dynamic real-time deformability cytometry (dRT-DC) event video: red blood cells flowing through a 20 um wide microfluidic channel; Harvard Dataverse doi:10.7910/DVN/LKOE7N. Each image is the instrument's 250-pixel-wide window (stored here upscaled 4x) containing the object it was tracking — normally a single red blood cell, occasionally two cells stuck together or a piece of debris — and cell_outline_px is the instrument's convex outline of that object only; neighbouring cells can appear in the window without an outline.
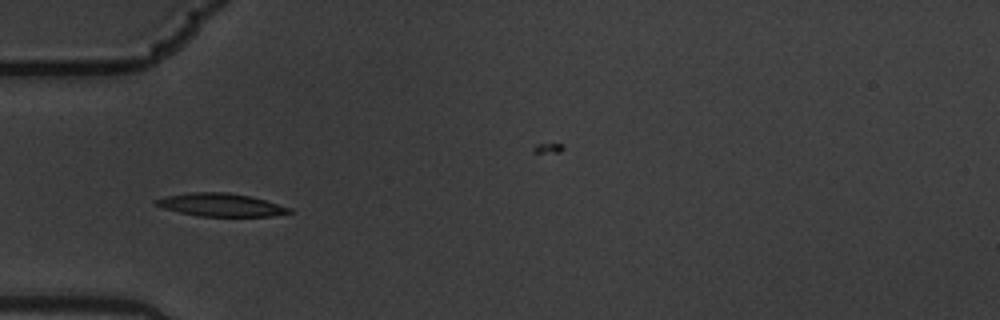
{"species": "common noctule bat (a hibernating species)", "species_latin": "Nyctalus noctula", "temperature_condition": "warm", "stored_images_in_passage": 7, "camera_frame_rate_fps": 3000, "um_per_image_px": 0.085, "animal": {"sex": "male", "body_mass_g": 19.5, "forearm_length_mm": 54.6}, "frame": {"image": 1, "passage_image": 6, "time_ms": 1.667, "image_size_px": [1000, 320], "cell_outline_px": [[292, 212], [268, 216], [200, 216], [180, 212], [164, 208], [152, 204], [152, 200], [164, 196], [192, 192], [228, 192], [252, 196], [292, 208]], "centroid_in_image_um": [18.73, 17.4], "position_along_channel_um": 66.3, "area_um2": 17.92}}
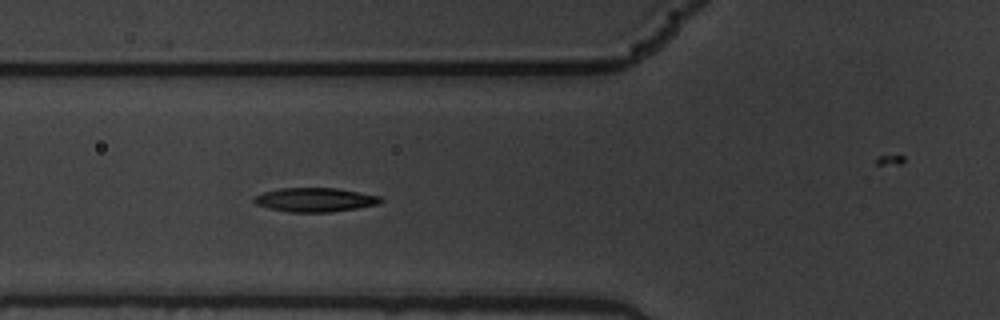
{"frame": {"image": 2, "passage_image": 7, "time_ms": 2.0, "image_size_px": [1000, 320], "cell_outline_px": [[384, 200], [380, 204], [332, 212], [288, 212], [268, 208], [256, 204], [252, 200], [256, 196], [264, 192], [280, 188], [336, 188], [380, 196]], "centroid_in_image_um": [26.79, 16.98], "position_along_channel_um": 99.0, "area_um2": 17.69}}